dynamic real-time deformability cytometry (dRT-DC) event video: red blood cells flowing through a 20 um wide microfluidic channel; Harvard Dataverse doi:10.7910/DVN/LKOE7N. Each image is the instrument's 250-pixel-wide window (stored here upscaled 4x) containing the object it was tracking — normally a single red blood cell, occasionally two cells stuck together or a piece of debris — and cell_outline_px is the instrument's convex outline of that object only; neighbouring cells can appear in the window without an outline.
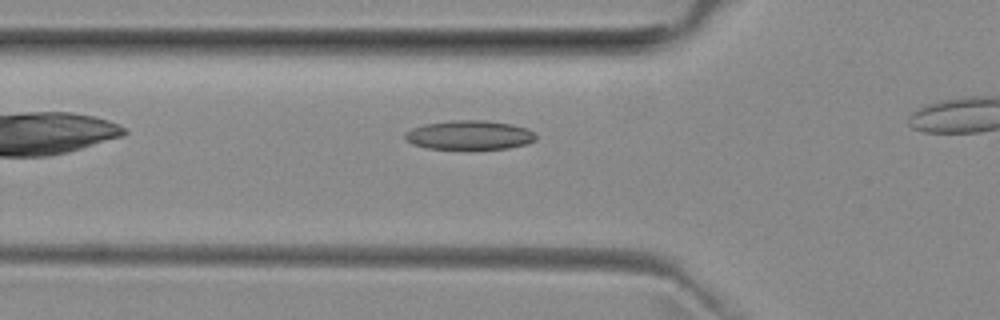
{"species": "common noctule bat (a hibernating species)", "species_latin": "Nyctalus noctula", "temperature_condition": "room temperature", "stored_images_in_passage": 7, "camera_frame_rate_fps": 3000, "um_per_image_px": 0.085, "animal": {"sex": "female", "body_mass_g": 29.2, "forearm_length_mm": 56.3}, "frame": {"image": 1, "passage_image": 2, "time_ms": 0.333, "image_size_px": [1000, 320], "cell_outline_px": [[536, 140], [528, 144], [508, 148], [428, 148], [412, 144], [404, 140], [404, 132], [412, 128], [424, 124], [452, 120], [484, 120], [512, 124], [524, 128], [532, 132], [536, 136]], "centroid_in_image_um": [39.86, 11.47], "position_along_channel_um": 85.9, "area_um2": 22.08}}
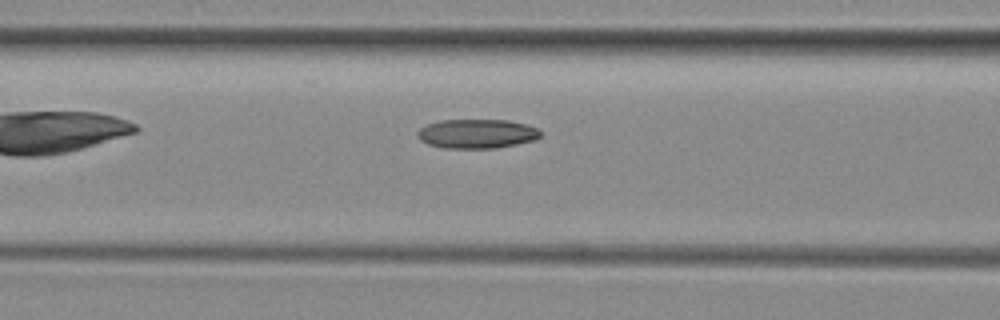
{"frame": {"image": 2, "passage_image": 5, "time_ms": 1.333, "image_size_px": [1000, 320], "cell_outline_px": [[540, 136], [536, 140], [496, 148], [444, 148], [428, 144], [420, 140], [416, 136], [416, 132], [420, 128], [428, 124], [440, 120], [508, 120], [528, 124], [536, 128], [540, 132]], "centroid_in_image_um": [40.52, 11.36], "position_along_channel_um": 126.1, "area_um2": 21.04}}